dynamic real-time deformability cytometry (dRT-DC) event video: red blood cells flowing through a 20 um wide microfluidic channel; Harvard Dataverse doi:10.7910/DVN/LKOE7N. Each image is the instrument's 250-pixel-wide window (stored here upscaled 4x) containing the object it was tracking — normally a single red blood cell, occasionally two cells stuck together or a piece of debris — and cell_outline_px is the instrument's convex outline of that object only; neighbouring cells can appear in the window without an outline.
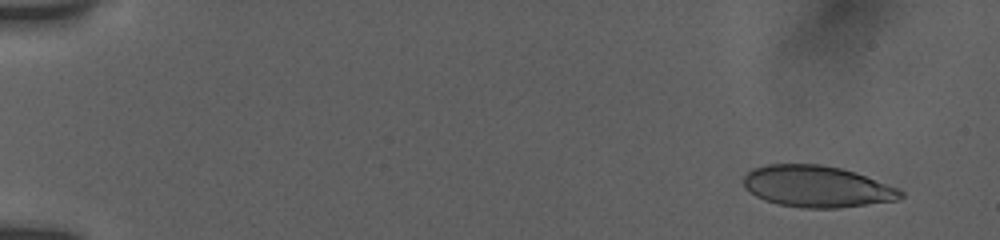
{"species": "human", "species_latin": "Homo sapiens", "temperature_condition": "room temperature", "stored_images_in_passage": 26, "camera_frame_rate_fps": 3000, "um_per_image_px": 0.085, "donor": {"sex": "female"}, "frame": {"image": 1, "passage_image": 1, "time_ms": 0.0, "image_size_px": [1000, 240], "cell_outline_px": [[904, 196], [900, 200], [836, 208], [804, 208], [780, 204], [764, 200], [756, 196], [744, 188], [744, 176], [752, 168], [768, 164], [820, 164], [840, 168], [856, 172], [900, 188], [904, 192]], "centroid_in_image_um": [69.47, 15.85], "position_along_channel_um": 15.5, "area_um2": 38.21}}
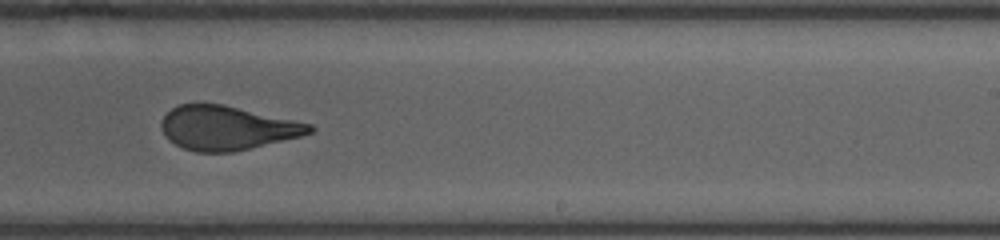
{"frame": {"image": 2, "passage_image": 11, "time_ms": 10.333, "image_size_px": [1000, 240], "cell_outline_px": [[316, 128], [312, 132], [300, 136], [232, 152], [196, 152], [184, 148], [168, 140], [164, 136], [160, 128], [160, 120], [172, 108], [180, 104], [224, 104], [312, 124]], "centroid_in_image_um": [19.26, 10.87], "position_along_channel_um": 269.7, "area_um2": 37.92}}
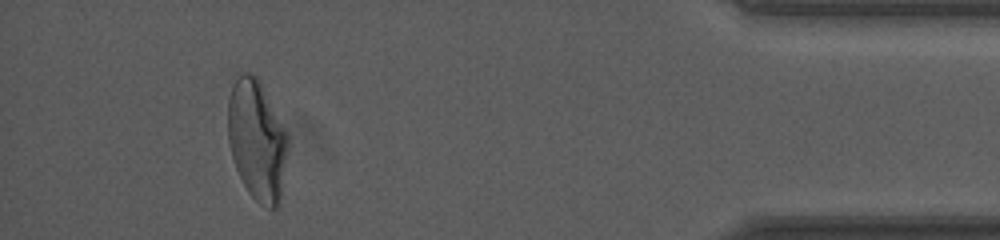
{"frame": {"image": 3, "passage_image": 23, "time_ms": 15.333, "image_size_px": [1000, 240], "cell_outline_px": [[288, 148], [280, 200], [276, 208], [268, 208], [260, 204], [248, 192], [236, 168], [232, 156], [228, 140], [228, 100], [232, 88], [240, 72], [252, 72], [256, 76], [288, 136]], "centroid_in_image_um": [21.83, 11.94], "position_along_channel_um": 413.4, "area_um2": 41.38}, "authors_computed_cell_mechanics": {"area_um2": 40.1421, "velocity_mm_per_s": 3.8689, "shape_relaxation_time_tau1_ms": 5.7324, "shape_relaxation_time_tau2_ms": null, "deformation_change_tau1": 0.1772, "deformation_change_tau2": null}}